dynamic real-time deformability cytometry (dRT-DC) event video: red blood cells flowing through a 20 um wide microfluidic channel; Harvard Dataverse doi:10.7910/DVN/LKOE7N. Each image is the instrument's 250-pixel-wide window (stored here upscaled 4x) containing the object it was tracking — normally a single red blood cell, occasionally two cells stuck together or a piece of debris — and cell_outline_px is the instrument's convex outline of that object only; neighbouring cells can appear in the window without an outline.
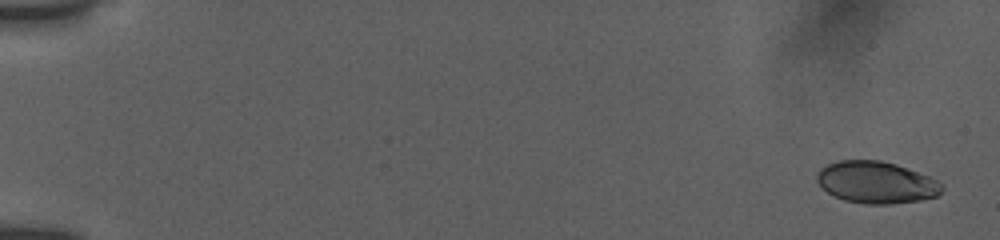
{"species": "human", "species_latin": "Homo sapiens", "temperature_condition": "room temperature", "stored_images_in_passage": 12, "camera_frame_rate_fps": 3000, "um_per_image_px": 0.085, "donor": {"sex": "female"}, "frame": {"image": 1, "passage_image": 1, "time_ms": 0.0, "image_size_px": [1000, 240], "cell_outline_px": [[944, 188], [936, 196], [920, 200], [892, 204], [864, 204], [844, 200], [828, 192], [816, 180], [816, 172], [820, 168], [828, 164], [840, 160], [880, 160], [896, 164], [928, 176], [944, 184]], "centroid_in_image_um": [74.48, 15.5], "position_along_channel_um": 10.5, "area_um2": 30.46}}
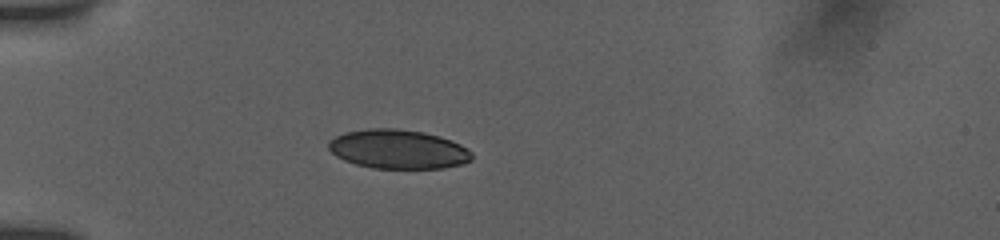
{"frame": {"image": 2, "passage_image": 9, "time_ms": 5.0, "image_size_px": [1000, 240], "cell_outline_px": [[472, 160], [464, 164], [444, 168], [372, 168], [356, 164], [344, 160], [336, 156], [328, 148], [328, 144], [336, 136], [344, 132], [368, 128], [396, 128], [424, 132], [440, 136], [460, 144], [468, 148], [472, 152]], "centroid_in_image_um": [33.87, 12.68], "position_along_channel_um": 51.1, "area_um2": 32.83}}
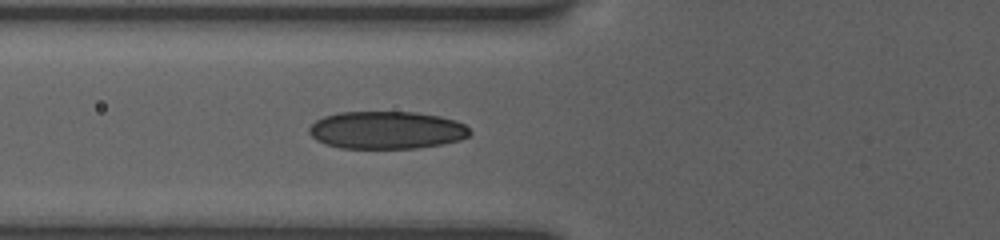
{"frame": {"image": 3, "passage_image": 12, "time_ms": 6.667, "image_size_px": [1000, 240], "cell_outline_px": [[472, 132], [468, 136], [460, 140], [440, 144], [416, 148], [340, 148], [324, 144], [316, 140], [308, 132], [308, 128], [316, 120], [324, 116], [340, 112], [416, 112], [440, 116], [464, 124]], "centroid_in_image_um": [32.83, 11.06], "position_along_channel_um": 93.0, "area_um2": 35.26}}